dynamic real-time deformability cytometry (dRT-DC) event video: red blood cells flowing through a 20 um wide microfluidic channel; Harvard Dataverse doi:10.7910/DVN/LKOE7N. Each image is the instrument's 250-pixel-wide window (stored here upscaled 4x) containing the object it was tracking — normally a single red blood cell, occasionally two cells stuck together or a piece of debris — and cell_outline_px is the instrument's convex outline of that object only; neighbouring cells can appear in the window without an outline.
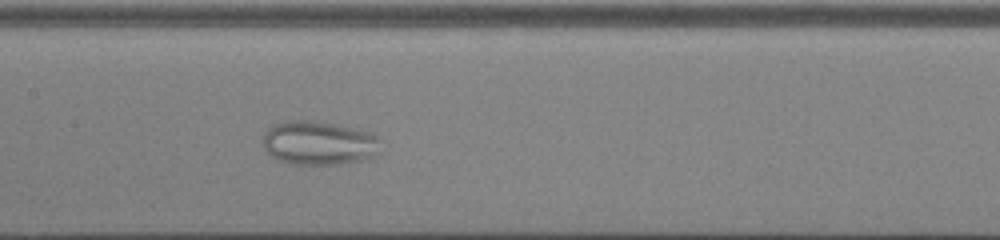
{"species": "common noctule bat (a hibernating species)", "species_latin": "Nyctalus noctula", "temperature_condition": "cold", "stored_images_in_passage": 37, "camera_frame_rate_fps": 3000, "um_per_image_px": 0.085, "animal": {"sex": "male", "body_mass_g": 13.0, "forearm_length_mm": 53.1}, "frame": {"image": 1, "passage_image": 16, "time_ms": 5.0, "image_size_px": [1000, 240], "cell_outline_px": [[380, 152], [368, 160], [340, 164], [292, 164], [280, 160], [272, 156], [264, 148], [264, 132], [268, 128], [276, 124], [288, 120], [308, 120], [360, 128], [372, 132], [380, 140]], "centroid_in_image_um": [27.17, 12.15], "position_along_channel_um": 180.2, "area_um2": 30.46}}